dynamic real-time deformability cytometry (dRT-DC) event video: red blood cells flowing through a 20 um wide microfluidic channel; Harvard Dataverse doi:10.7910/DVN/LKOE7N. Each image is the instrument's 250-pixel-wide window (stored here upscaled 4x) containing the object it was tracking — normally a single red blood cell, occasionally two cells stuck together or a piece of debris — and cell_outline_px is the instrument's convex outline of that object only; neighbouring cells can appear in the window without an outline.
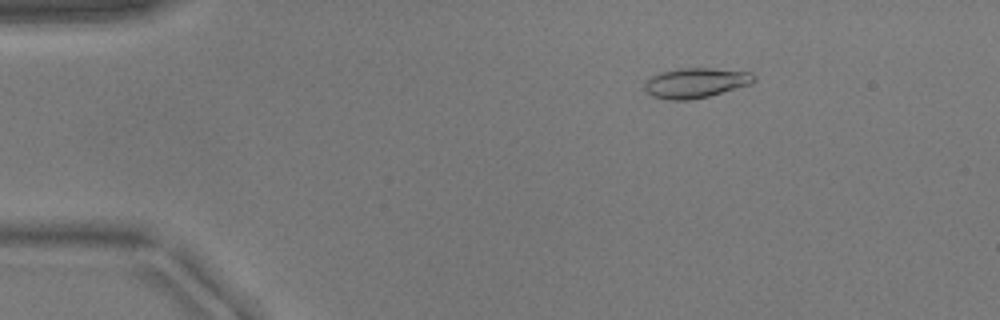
{"species": "common noctule bat (a hibernating species)", "species_latin": "Nyctalus noctula", "temperature_condition": "warm", "stored_images_in_passage": 52, "camera_frame_rate_fps": 3000, "um_per_image_px": 0.085, "animal": {"sex": "male", "body_mass_g": 17.9}, "frame": {"image": 1, "passage_image": 9, "time_ms": 2.667, "image_size_px": [1000, 320], "cell_outline_px": [[756, 80], [752, 84], [708, 96], [688, 100], [668, 100], [652, 96], [644, 88], [644, 80], [660, 72], [680, 68], [712, 68], [752, 72], [756, 76]], "centroid_in_image_um": [59.15, 7.03], "position_along_channel_um": 25.9, "area_um2": 19.25}}
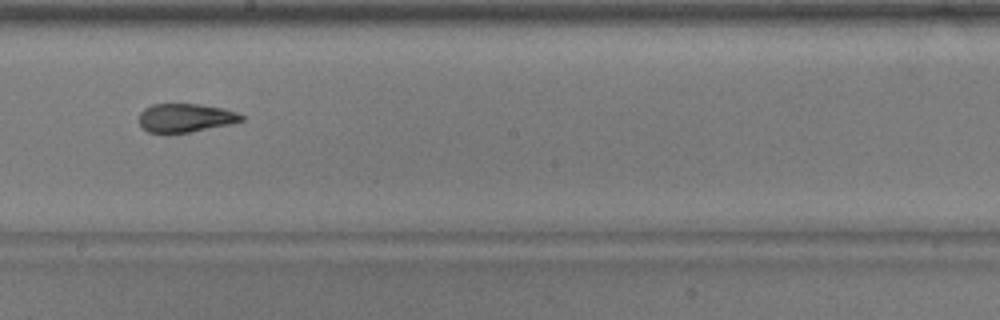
{"frame": {"image": 2, "passage_image": 30, "time_ms": 9.667, "image_size_px": [1000, 320], "cell_outline_px": [[244, 120], [228, 124], [168, 136], [148, 132], [140, 124], [140, 112], [144, 108], [152, 104], [200, 104], [224, 108], [236, 112], [244, 116]], "centroid_in_image_um": [15.72, 10.04], "position_along_channel_um": 232.5, "area_um2": 17.34}}
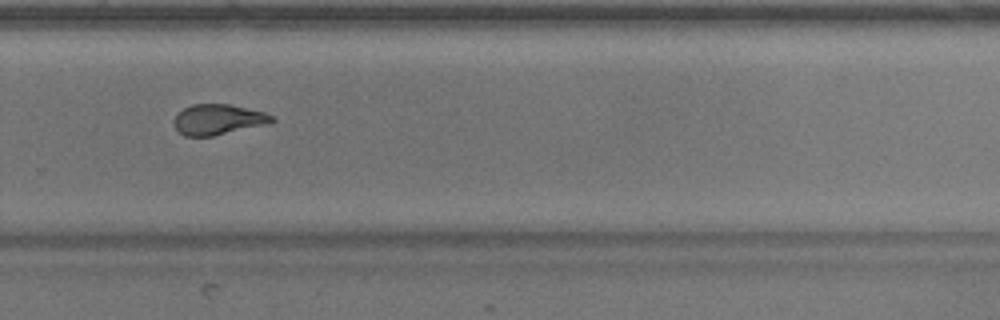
{"frame": {"image": 3, "passage_image": 36, "time_ms": 11.667, "image_size_px": [1000, 320], "cell_outline_px": [[276, 120], [212, 136], [184, 136], [176, 128], [172, 120], [184, 108], [192, 104], [228, 104], [264, 112], [272, 116]], "centroid_in_image_um": [18.46, 10.14], "position_along_channel_um": 311.3, "area_um2": 16.76}}